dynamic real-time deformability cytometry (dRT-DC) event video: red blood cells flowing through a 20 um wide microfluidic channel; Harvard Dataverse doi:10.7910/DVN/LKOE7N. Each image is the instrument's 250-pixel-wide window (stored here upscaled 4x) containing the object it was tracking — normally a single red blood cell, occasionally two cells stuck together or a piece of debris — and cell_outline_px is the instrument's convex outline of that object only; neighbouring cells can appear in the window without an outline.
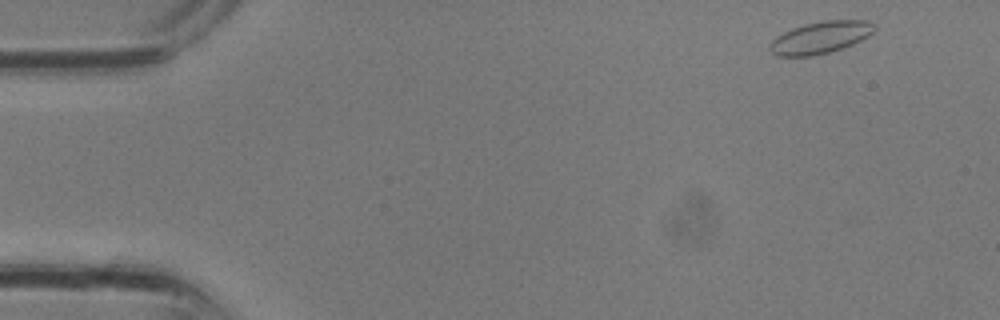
{"species": "common noctule bat (a hibernating species)", "species_latin": "Nyctalus noctula", "temperature_condition": "room temperature", "stored_images_in_passage": 30, "camera_frame_rate_fps": 3000, "um_per_image_px": 0.085, "animal": {"sex": "male", "body_mass_g": 13.3}, "frame": {"image": 1, "passage_image": 1, "time_ms": 0.0, "image_size_px": [1000, 320], "cell_outline_px": [[876, 28], [868, 36], [852, 44], [828, 52], [812, 56], [776, 56], [768, 48], [768, 44], [776, 36], [792, 28], [804, 24], [824, 20], [868, 20], [876, 24]], "centroid_in_image_um": [69.72, 3.17], "position_along_channel_um": 15.3, "area_um2": 19.54}}
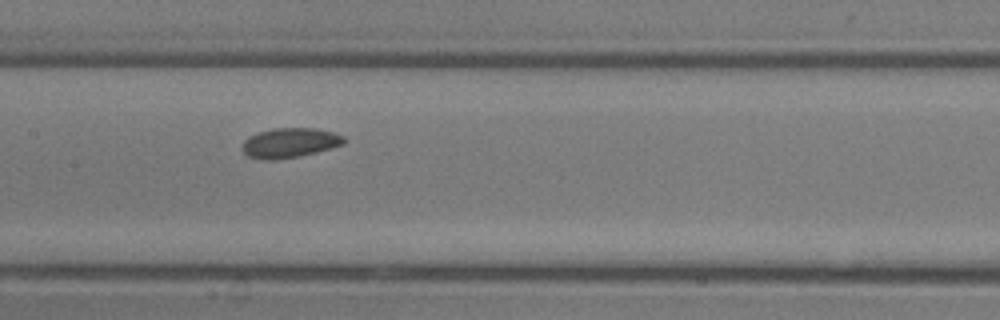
{"frame": {"image": 2, "passage_image": 14, "time_ms": 4.333, "image_size_px": [1000, 320], "cell_outline_px": [[344, 144], [316, 152], [300, 156], [272, 160], [260, 160], [248, 156], [240, 148], [244, 140], [248, 136], [272, 128], [312, 128], [332, 132], [344, 136]], "centroid_in_image_um": [24.58, 12.15], "position_along_channel_um": 182.8, "area_um2": 17.63}}
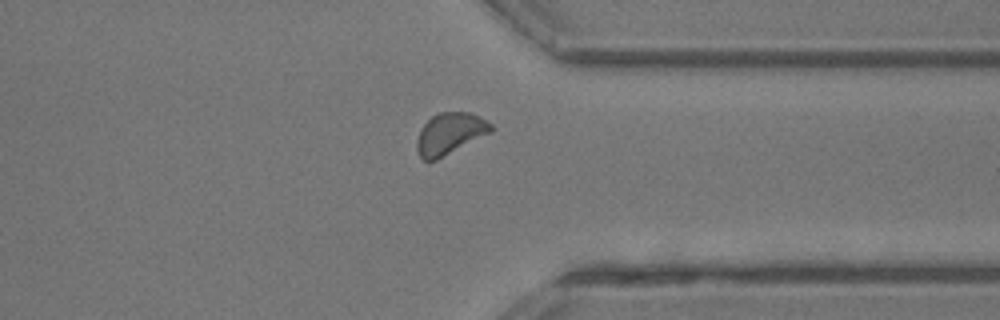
{"frame": {"image": 3, "passage_image": 23, "time_ms": 7.333, "image_size_px": [1000, 320], "cell_outline_px": [[496, 128], [492, 132], [436, 160], [424, 160], [420, 156], [416, 148], [416, 140], [424, 124], [432, 116], [440, 112], [472, 112], [488, 120]], "centroid_in_image_um": [38.29, 11.34], "position_along_channel_um": 373.1, "area_um2": 18.03}}